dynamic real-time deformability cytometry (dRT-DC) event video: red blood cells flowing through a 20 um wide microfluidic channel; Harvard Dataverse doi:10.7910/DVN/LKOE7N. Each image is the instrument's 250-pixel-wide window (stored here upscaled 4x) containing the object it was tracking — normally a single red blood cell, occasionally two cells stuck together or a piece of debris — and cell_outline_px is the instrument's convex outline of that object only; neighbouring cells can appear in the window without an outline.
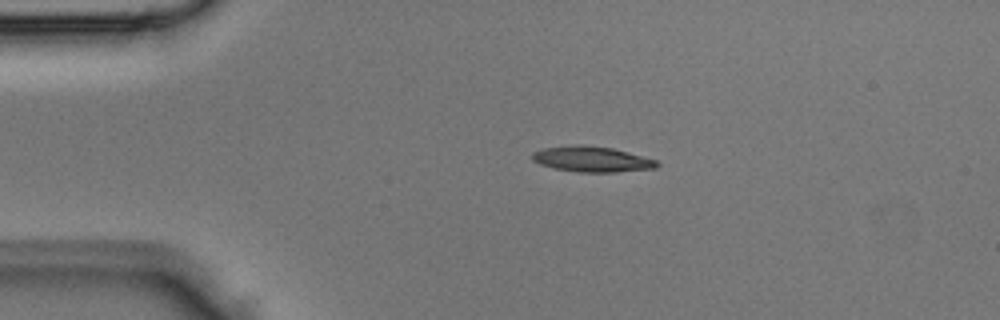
{"species": "Egyptian fruit bat (a non-hibernating species)", "species_latin": "Rousettus aegyptiacus", "temperature_condition": "room temperature", "stored_images_in_passage": 2, "camera_frame_rate_fps": 3000, "um_per_image_px": 0.085, "animal": {"sex": "male"}, "frame": {"image": 1, "passage_image": 1, "time_ms": 0.0, "image_size_px": [1000, 320], "cell_outline_px": [[660, 164], [656, 168], [616, 172], [580, 172], [556, 168], [540, 164], [532, 160], [532, 152], [540, 148], [576, 144], [584, 144], [612, 148], [628, 152], [656, 160]], "centroid_in_image_um": [50.29, 13.51], "position_along_channel_um": 34.7, "area_um2": 18.61}}